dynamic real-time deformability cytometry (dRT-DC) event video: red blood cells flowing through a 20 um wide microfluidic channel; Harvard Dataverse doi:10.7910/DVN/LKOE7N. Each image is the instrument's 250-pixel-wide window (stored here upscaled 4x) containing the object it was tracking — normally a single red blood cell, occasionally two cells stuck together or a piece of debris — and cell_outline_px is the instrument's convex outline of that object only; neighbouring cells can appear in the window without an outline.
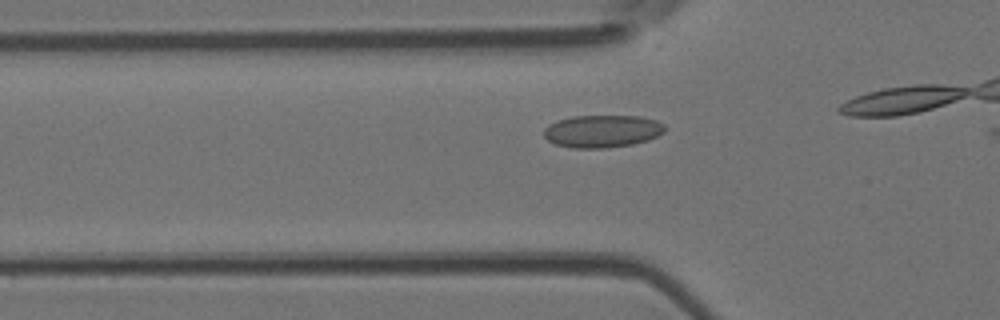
{"species": "Egyptian fruit bat (a non-hibernating species)", "species_latin": "Rousettus aegyptiacus", "temperature_condition": "room temperature", "stored_images_in_passage": 3, "camera_frame_rate_fps": 3000, "um_per_image_px": 0.085, "animal": {"sex": "female"}, "frame": {"image": 1, "passage_image": 2, "time_ms": 0.333, "image_size_px": [1000, 320], "cell_outline_px": [[664, 132], [648, 140], [632, 144], [604, 148], [572, 148], [556, 144], [548, 140], [544, 136], [544, 128], [548, 124], [556, 120], [572, 116], [640, 116], [656, 120], [664, 124]], "centroid_in_image_um": [51.17, 11.14], "position_along_channel_um": 74.6, "area_um2": 22.95}}